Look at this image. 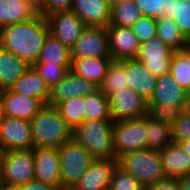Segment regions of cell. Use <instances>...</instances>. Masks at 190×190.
Segmentation results:
<instances>
[{
    "label": "cell",
    "instance_id": "cell-21",
    "mask_svg": "<svg viewBox=\"0 0 190 190\" xmlns=\"http://www.w3.org/2000/svg\"><path fill=\"white\" fill-rule=\"evenodd\" d=\"M164 175L169 178H182L190 170V156L182 149L179 143L172 142L164 149L159 150Z\"/></svg>",
    "mask_w": 190,
    "mask_h": 190
},
{
    "label": "cell",
    "instance_id": "cell-6",
    "mask_svg": "<svg viewBox=\"0 0 190 190\" xmlns=\"http://www.w3.org/2000/svg\"><path fill=\"white\" fill-rule=\"evenodd\" d=\"M61 188L77 183L89 165L94 161L90 153L71 138L59 148Z\"/></svg>",
    "mask_w": 190,
    "mask_h": 190
},
{
    "label": "cell",
    "instance_id": "cell-17",
    "mask_svg": "<svg viewBox=\"0 0 190 190\" xmlns=\"http://www.w3.org/2000/svg\"><path fill=\"white\" fill-rule=\"evenodd\" d=\"M117 164V160L94 159L75 186L82 190H107Z\"/></svg>",
    "mask_w": 190,
    "mask_h": 190
},
{
    "label": "cell",
    "instance_id": "cell-33",
    "mask_svg": "<svg viewBox=\"0 0 190 190\" xmlns=\"http://www.w3.org/2000/svg\"><path fill=\"white\" fill-rule=\"evenodd\" d=\"M55 108L72 130L84 122V97L67 99L58 103Z\"/></svg>",
    "mask_w": 190,
    "mask_h": 190
},
{
    "label": "cell",
    "instance_id": "cell-10",
    "mask_svg": "<svg viewBox=\"0 0 190 190\" xmlns=\"http://www.w3.org/2000/svg\"><path fill=\"white\" fill-rule=\"evenodd\" d=\"M71 50V58L111 57L105 27L86 26Z\"/></svg>",
    "mask_w": 190,
    "mask_h": 190
},
{
    "label": "cell",
    "instance_id": "cell-39",
    "mask_svg": "<svg viewBox=\"0 0 190 190\" xmlns=\"http://www.w3.org/2000/svg\"><path fill=\"white\" fill-rule=\"evenodd\" d=\"M142 16L158 19L166 9V0H133Z\"/></svg>",
    "mask_w": 190,
    "mask_h": 190
},
{
    "label": "cell",
    "instance_id": "cell-48",
    "mask_svg": "<svg viewBox=\"0 0 190 190\" xmlns=\"http://www.w3.org/2000/svg\"><path fill=\"white\" fill-rule=\"evenodd\" d=\"M61 190H82V189L76 187L75 185H72V186L63 187L61 188Z\"/></svg>",
    "mask_w": 190,
    "mask_h": 190
},
{
    "label": "cell",
    "instance_id": "cell-28",
    "mask_svg": "<svg viewBox=\"0 0 190 190\" xmlns=\"http://www.w3.org/2000/svg\"><path fill=\"white\" fill-rule=\"evenodd\" d=\"M37 62L55 64H71V50L51 34L47 36L41 48Z\"/></svg>",
    "mask_w": 190,
    "mask_h": 190
},
{
    "label": "cell",
    "instance_id": "cell-2",
    "mask_svg": "<svg viewBox=\"0 0 190 190\" xmlns=\"http://www.w3.org/2000/svg\"><path fill=\"white\" fill-rule=\"evenodd\" d=\"M33 148H59L73 138V130L58 110L44 105L31 120Z\"/></svg>",
    "mask_w": 190,
    "mask_h": 190
},
{
    "label": "cell",
    "instance_id": "cell-50",
    "mask_svg": "<svg viewBox=\"0 0 190 190\" xmlns=\"http://www.w3.org/2000/svg\"><path fill=\"white\" fill-rule=\"evenodd\" d=\"M3 102L1 99V94H0V120L3 118Z\"/></svg>",
    "mask_w": 190,
    "mask_h": 190
},
{
    "label": "cell",
    "instance_id": "cell-24",
    "mask_svg": "<svg viewBox=\"0 0 190 190\" xmlns=\"http://www.w3.org/2000/svg\"><path fill=\"white\" fill-rule=\"evenodd\" d=\"M70 70L88 81L93 82L98 87L102 84L109 64L112 61L111 57L98 58H71Z\"/></svg>",
    "mask_w": 190,
    "mask_h": 190
},
{
    "label": "cell",
    "instance_id": "cell-49",
    "mask_svg": "<svg viewBox=\"0 0 190 190\" xmlns=\"http://www.w3.org/2000/svg\"><path fill=\"white\" fill-rule=\"evenodd\" d=\"M108 1H109L110 6H111V5H114V4H119V3H122V2H125V1H129V0H108Z\"/></svg>",
    "mask_w": 190,
    "mask_h": 190
},
{
    "label": "cell",
    "instance_id": "cell-18",
    "mask_svg": "<svg viewBox=\"0 0 190 190\" xmlns=\"http://www.w3.org/2000/svg\"><path fill=\"white\" fill-rule=\"evenodd\" d=\"M71 11L86 26L106 28L110 22L111 6L108 0H73Z\"/></svg>",
    "mask_w": 190,
    "mask_h": 190
},
{
    "label": "cell",
    "instance_id": "cell-37",
    "mask_svg": "<svg viewBox=\"0 0 190 190\" xmlns=\"http://www.w3.org/2000/svg\"><path fill=\"white\" fill-rule=\"evenodd\" d=\"M186 107H167L163 103L148 104V114L154 119L173 126Z\"/></svg>",
    "mask_w": 190,
    "mask_h": 190
},
{
    "label": "cell",
    "instance_id": "cell-52",
    "mask_svg": "<svg viewBox=\"0 0 190 190\" xmlns=\"http://www.w3.org/2000/svg\"><path fill=\"white\" fill-rule=\"evenodd\" d=\"M25 1H32L36 6H37V2H38V0H25Z\"/></svg>",
    "mask_w": 190,
    "mask_h": 190
},
{
    "label": "cell",
    "instance_id": "cell-26",
    "mask_svg": "<svg viewBox=\"0 0 190 190\" xmlns=\"http://www.w3.org/2000/svg\"><path fill=\"white\" fill-rule=\"evenodd\" d=\"M145 125L148 149L159 151L173 142L171 126L154 119L148 113L145 115Z\"/></svg>",
    "mask_w": 190,
    "mask_h": 190
},
{
    "label": "cell",
    "instance_id": "cell-30",
    "mask_svg": "<svg viewBox=\"0 0 190 190\" xmlns=\"http://www.w3.org/2000/svg\"><path fill=\"white\" fill-rule=\"evenodd\" d=\"M170 73L181 88L190 91V45L185 49L174 51Z\"/></svg>",
    "mask_w": 190,
    "mask_h": 190
},
{
    "label": "cell",
    "instance_id": "cell-51",
    "mask_svg": "<svg viewBox=\"0 0 190 190\" xmlns=\"http://www.w3.org/2000/svg\"><path fill=\"white\" fill-rule=\"evenodd\" d=\"M0 190H16V189L15 188H6V187L0 186Z\"/></svg>",
    "mask_w": 190,
    "mask_h": 190
},
{
    "label": "cell",
    "instance_id": "cell-11",
    "mask_svg": "<svg viewBox=\"0 0 190 190\" xmlns=\"http://www.w3.org/2000/svg\"><path fill=\"white\" fill-rule=\"evenodd\" d=\"M173 54V49L154 36L140 45L136 59L141 61L152 74L159 77L170 72Z\"/></svg>",
    "mask_w": 190,
    "mask_h": 190
},
{
    "label": "cell",
    "instance_id": "cell-15",
    "mask_svg": "<svg viewBox=\"0 0 190 190\" xmlns=\"http://www.w3.org/2000/svg\"><path fill=\"white\" fill-rule=\"evenodd\" d=\"M34 180L61 186L58 148H33Z\"/></svg>",
    "mask_w": 190,
    "mask_h": 190
},
{
    "label": "cell",
    "instance_id": "cell-25",
    "mask_svg": "<svg viewBox=\"0 0 190 190\" xmlns=\"http://www.w3.org/2000/svg\"><path fill=\"white\" fill-rule=\"evenodd\" d=\"M30 65L0 45V91L10 89Z\"/></svg>",
    "mask_w": 190,
    "mask_h": 190
},
{
    "label": "cell",
    "instance_id": "cell-34",
    "mask_svg": "<svg viewBox=\"0 0 190 190\" xmlns=\"http://www.w3.org/2000/svg\"><path fill=\"white\" fill-rule=\"evenodd\" d=\"M31 67L44 79L49 88H51L63 78L68 70H70L71 64L52 65L49 63L35 62Z\"/></svg>",
    "mask_w": 190,
    "mask_h": 190
},
{
    "label": "cell",
    "instance_id": "cell-43",
    "mask_svg": "<svg viewBox=\"0 0 190 190\" xmlns=\"http://www.w3.org/2000/svg\"><path fill=\"white\" fill-rule=\"evenodd\" d=\"M16 190H61V186L46 184L41 181L31 180L25 184L19 185Z\"/></svg>",
    "mask_w": 190,
    "mask_h": 190
},
{
    "label": "cell",
    "instance_id": "cell-31",
    "mask_svg": "<svg viewBox=\"0 0 190 190\" xmlns=\"http://www.w3.org/2000/svg\"><path fill=\"white\" fill-rule=\"evenodd\" d=\"M127 85L125 60H112L108 66L106 76L99 86V89L109 98L118 90H121Z\"/></svg>",
    "mask_w": 190,
    "mask_h": 190
},
{
    "label": "cell",
    "instance_id": "cell-3",
    "mask_svg": "<svg viewBox=\"0 0 190 190\" xmlns=\"http://www.w3.org/2000/svg\"><path fill=\"white\" fill-rule=\"evenodd\" d=\"M113 120L84 121L73 130V139L94 159L117 160L114 152Z\"/></svg>",
    "mask_w": 190,
    "mask_h": 190
},
{
    "label": "cell",
    "instance_id": "cell-22",
    "mask_svg": "<svg viewBox=\"0 0 190 190\" xmlns=\"http://www.w3.org/2000/svg\"><path fill=\"white\" fill-rule=\"evenodd\" d=\"M38 14L37 6L32 1L0 0V29L28 21Z\"/></svg>",
    "mask_w": 190,
    "mask_h": 190
},
{
    "label": "cell",
    "instance_id": "cell-27",
    "mask_svg": "<svg viewBox=\"0 0 190 190\" xmlns=\"http://www.w3.org/2000/svg\"><path fill=\"white\" fill-rule=\"evenodd\" d=\"M156 36L174 51L185 49L190 45L172 18L156 19Z\"/></svg>",
    "mask_w": 190,
    "mask_h": 190
},
{
    "label": "cell",
    "instance_id": "cell-23",
    "mask_svg": "<svg viewBox=\"0 0 190 190\" xmlns=\"http://www.w3.org/2000/svg\"><path fill=\"white\" fill-rule=\"evenodd\" d=\"M10 90L23 96L39 99L44 105H47L50 94L49 86L31 66L15 81Z\"/></svg>",
    "mask_w": 190,
    "mask_h": 190
},
{
    "label": "cell",
    "instance_id": "cell-7",
    "mask_svg": "<svg viewBox=\"0 0 190 190\" xmlns=\"http://www.w3.org/2000/svg\"><path fill=\"white\" fill-rule=\"evenodd\" d=\"M113 140L117 159L128 152L147 148L145 115L141 118L114 121Z\"/></svg>",
    "mask_w": 190,
    "mask_h": 190
},
{
    "label": "cell",
    "instance_id": "cell-46",
    "mask_svg": "<svg viewBox=\"0 0 190 190\" xmlns=\"http://www.w3.org/2000/svg\"><path fill=\"white\" fill-rule=\"evenodd\" d=\"M182 149L190 156V139L179 142Z\"/></svg>",
    "mask_w": 190,
    "mask_h": 190
},
{
    "label": "cell",
    "instance_id": "cell-36",
    "mask_svg": "<svg viewBox=\"0 0 190 190\" xmlns=\"http://www.w3.org/2000/svg\"><path fill=\"white\" fill-rule=\"evenodd\" d=\"M107 190H146L143 185L128 171L118 164L114 169L111 182Z\"/></svg>",
    "mask_w": 190,
    "mask_h": 190
},
{
    "label": "cell",
    "instance_id": "cell-5",
    "mask_svg": "<svg viewBox=\"0 0 190 190\" xmlns=\"http://www.w3.org/2000/svg\"><path fill=\"white\" fill-rule=\"evenodd\" d=\"M33 149L0 153V186L16 188L34 179Z\"/></svg>",
    "mask_w": 190,
    "mask_h": 190
},
{
    "label": "cell",
    "instance_id": "cell-9",
    "mask_svg": "<svg viewBox=\"0 0 190 190\" xmlns=\"http://www.w3.org/2000/svg\"><path fill=\"white\" fill-rule=\"evenodd\" d=\"M108 99L113 121L141 118L148 113V101L129 87L118 90Z\"/></svg>",
    "mask_w": 190,
    "mask_h": 190
},
{
    "label": "cell",
    "instance_id": "cell-44",
    "mask_svg": "<svg viewBox=\"0 0 190 190\" xmlns=\"http://www.w3.org/2000/svg\"><path fill=\"white\" fill-rule=\"evenodd\" d=\"M174 0H166V9H164L163 15L161 17L171 18V13L173 12Z\"/></svg>",
    "mask_w": 190,
    "mask_h": 190
},
{
    "label": "cell",
    "instance_id": "cell-47",
    "mask_svg": "<svg viewBox=\"0 0 190 190\" xmlns=\"http://www.w3.org/2000/svg\"><path fill=\"white\" fill-rule=\"evenodd\" d=\"M185 110L190 113V91L187 92V104Z\"/></svg>",
    "mask_w": 190,
    "mask_h": 190
},
{
    "label": "cell",
    "instance_id": "cell-14",
    "mask_svg": "<svg viewBox=\"0 0 190 190\" xmlns=\"http://www.w3.org/2000/svg\"><path fill=\"white\" fill-rule=\"evenodd\" d=\"M106 29L112 60L136 59L140 44L131 27L108 25Z\"/></svg>",
    "mask_w": 190,
    "mask_h": 190
},
{
    "label": "cell",
    "instance_id": "cell-19",
    "mask_svg": "<svg viewBox=\"0 0 190 190\" xmlns=\"http://www.w3.org/2000/svg\"><path fill=\"white\" fill-rule=\"evenodd\" d=\"M158 103H163L167 107H186L187 91L175 82L170 72L157 77L155 89L148 104Z\"/></svg>",
    "mask_w": 190,
    "mask_h": 190
},
{
    "label": "cell",
    "instance_id": "cell-16",
    "mask_svg": "<svg viewBox=\"0 0 190 190\" xmlns=\"http://www.w3.org/2000/svg\"><path fill=\"white\" fill-rule=\"evenodd\" d=\"M3 115L31 121L44 104L36 98L17 94L10 89L0 91Z\"/></svg>",
    "mask_w": 190,
    "mask_h": 190
},
{
    "label": "cell",
    "instance_id": "cell-32",
    "mask_svg": "<svg viewBox=\"0 0 190 190\" xmlns=\"http://www.w3.org/2000/svg\"><path fill=\"white\" fill-rule=\"evenodd\" d=\"M142 16L133 0L111 5L109 25L131 27Z\"/></svg>",
    "mask_w": 190,
    "mask_h": 190
},
{
    "label": "cell",
    "instance_id": "cell-45",
    "mask_svg": "<svg viewBox=\"0 0 190 190\" xmlns=\"http://www.w3.org/2000/svg\"><path fill=\"white\" fill-rule=\"evenodd\" d=\"M179 182L181 183L182 190H190V178L185 176L179 178Z\"/></svg>",
    "mask_w": 190,
    "mask_h": 190
},
{
    "label": "cell",
    "instance_id": "cell-8",
    "mask_svg": "<svg viewBox=\"0 0 190 190\" xmlns=\"http://www.w3.org/2000/svg\"><path fill=\"white\" fill-rule=\"evenodd\" d=\"M33 149L31 121L3 116L0 120V153Z\"/></svg>",
    "mask_w": 190,
    "mask_h": 190
},
{
    "label": "cell",
    "instance_id": "cell-13",
    "mask_svg": "<svg viewBox=\"0 0 190 190\" xmlns=\"http://www.w3.org/2000/svg\"><path fill=\"white\" fill-rule=\"evenodd\" d=\"M99 87L93 82L74 74L68 70L63 78L50 88L47 105L55 107L67 99L77 96L85 97L94 93Z\"/></svg>",
    "mask_w": 190,
    "mask_h": 190
},
{
    "label": "cell",
    "instance_id": "cell-40",
    "mask_svg": "<svg viewBox=\"0 0 190 190\" xmlns=\"http://www.w3.org/2000/svg\"><path fill=\"white\" fill-rule=\"evenodd\" d=\"M190 139V113L184 110L172 126V140L179 143Z\"/></svg>",
    "mask_w": 190,
    "mask_h": 190
},
{
    "label": "cell",
    "instance_id": "cell-41",
    "mask_svg": "<svg viewBox=\"0 0 190 190\" xmlns=\"http://www.w3.org/2000/svg\"><path fill=\"white\" fill-rule=\"evenodd\" d=\"M73 0H38V13L47 16L58 11L71 10Z\"/></svg>",
    "mask_w": 190,
    "mask_h": 190
},
{
    "label": "cell",
    "instance_id": "cell-35",
    "mask_svg": "<svg viewBox=\"0 0 190 190\" xmlns=\"http://www.w3.org/2000/svg\"><path fill=\"white\" fill-rule=\"evenodd\" d=\"M171 18L190 42V0H174Z\"/></svg>",
    "mask_w": 190,
    "mask_h": 190
},
{
    "label": "cell",
    "instance_id": "cell-42",
    "mask_svg": "<svg viewBox=\"0 0 190 190\" xmlns=\"http://www.w3.org/2000/svg\"><path fill=\"white\" fill-rule=\"evenodd\" d=\"M146 190H182V187L179 179L165 177L150 185Z\"/></svg>",
    "mask_w": 190,
    "mask_h": 190
},
{
    "label": "cell",
    "instance_id": "cell-20",
    "mask_svg": "<svg viewBox=\"0 0 190 190\" xmlns=\"http://www.w3.org/2000/svg\"><path fill=\"white\" fill-rule=\"evenodd\" d=\"M125 70L128 87L149 101L153 95L157 77L137 59H126Z\"/></svg>",
    "mask_w": 190,
    "mask_h": 190
},
{
    "label": "cell",
    "instance_id": "cell-1",
    "mask_svg": "<svg viewBox=\"0 0 190 190\" xmlns=\"http://www.w3.org/2000/svg\"><path fill=\"white\" fill-rule=\"evenodd\" d=\"M49 34L46 17L38 14L28 21L0 29V45L31 66L37 62Z\"/></svg>",
    "mask_w": 190,
    "mask_h": 190
},
{
    "label": "cell",
    "instance_id": "cell-38",
    "mask_svg": "<svg viewBox=\"0 0 190 190\" xmlns=\"http://www.w3.org/2000/svg\"><path fill=\"white\" fill-rule=\"evenodd\" d=\"M136 35L139 44L146 43L150 38L156 36V19L147 16H141L131 26Z\"/></svg>",
    "mask_w": 190,
    "mask_h": 190
},
{
    "label": "cell",
    "instance_id": "cell-4",
    "mask_svg": "<svg viewBox=\"0 0 190 190\" xmlns=\"http://www.w3.org/2000/svg\"><path fill=\"white\" fill-rule=\"evenodd\" d=\"M118 165L136 178L145 189L165 178L158 150L140 149L121 155Z\"/></svg>",
    "mask_w": 190,
    "mask_h": 190
},
{
    "label": "cell",
    "instance_id": "cell-12",
    "mask_svg": "<svg viewBox=\"0 0 190 190\" xmlns=\"http://www.w3.org/2000/svg\"><path fill=\"white\" fill-rule=\"evenodd\" d=\"M50 34L71 49L86 25L71 10L58 11L46 16Z\"/></svg>",
    "mask_w": 190,
    "mask_h": 190
},
{
    "label": "cell",
    "instance_id": "cell-29",
    "mask_svg": "<svg viewBox=\"0 0 190 190\" xmlns=\"http://www.w3.org/2000/svg\"><path fill=\"white\" fill-rule=\"evenodd\" d=\"M90 120H112L109 99L100 89L84 97V121Z\"/></svg>",
    "mask_w": 190,
    "mask_h": 190
}]
</instances>
